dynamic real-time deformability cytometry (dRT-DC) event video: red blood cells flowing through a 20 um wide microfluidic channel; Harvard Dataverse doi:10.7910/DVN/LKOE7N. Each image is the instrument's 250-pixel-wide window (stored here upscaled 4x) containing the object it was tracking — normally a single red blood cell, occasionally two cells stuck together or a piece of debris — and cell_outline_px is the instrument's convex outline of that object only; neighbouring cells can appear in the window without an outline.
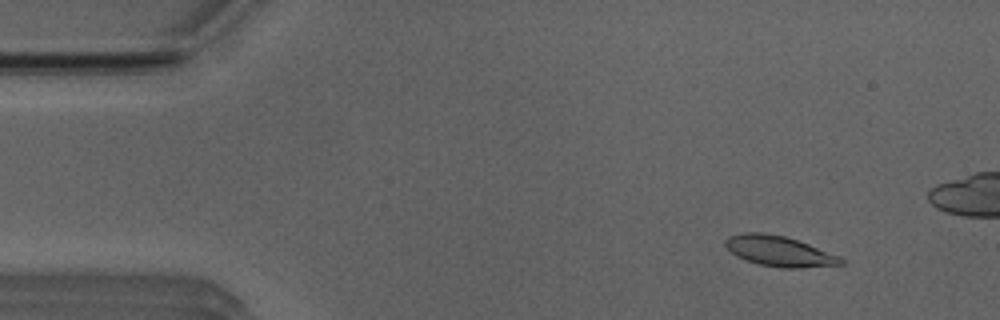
{"species": "Egyptian fruit bat (a non-hibernating species)", "species_latin": "Rousettus aegyptiacus", "temperature_condition": "room temperature", "stored_images_in_passage": 39, "camera_frame_rate_fps": 3000, "um_per_image_px": 0.085, "animal": {"sex": "male"}, "frame": {"image": 1, "passage_image": 4, "time_ms": 1.0, "image_size_px": [1000, 320], "cell_outline_px": [[844, 264], [800, 268], [780, 268], [760, 264], [736, 256], [724, 244], [724, 240], [728, 236], [744, 232], [764, 232], [784, 236], [808, 244], [840, 256], [844, 260]], "centroid_in_image_um": [66.23, 21.34], "position_along_channel_um": 18.8, "area_um2": 20.35}}
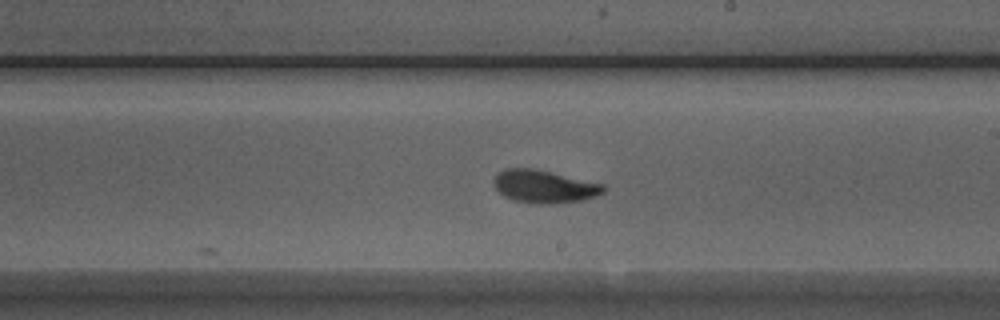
{"frame": {"image": 2, "passage_image": 28, "time_ms": 9.0, "image_size_px": [1000, 320], "cell_outline_px": [[604, 192], [596, 196], [580, 200], [552, 204], [532, 204], [512, 200], [504, 196], [492, 184], [492, 180], [496, 172], [504, 168], [532, 168], [552, 172], [604, 184]], "centroid_in_image_um": [46.19, 15.85], "position_along_channel_um": 242.8, "area_um2": 21.21}}
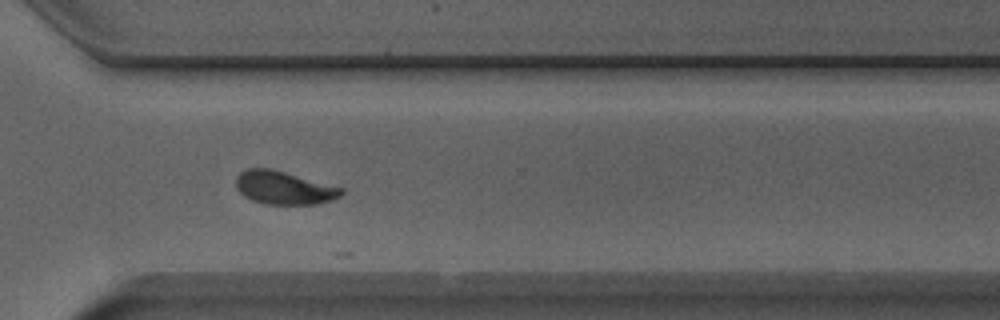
{"frame": {"image": 3, "passage_image": 36, "time_ms": 11.667, "image_size_px": [1000, 320], "cell_outline_px": [[344, 192], [340, 196], [332, 200], [316, 204], [264, 204], [252, 200], [244, 196], [236, 188], [236, 176], [240, 172], [248, 168], [272, 168], [344, 188]], "centroid_in_image_um": [24.13, 15.95], "position_along_channel_um": 346.5, "area_um2": 20.52}, "authors_computed_cell_mechanics": {"area_um2": 20.6924, "velocity_mm_per_s": 3.881, "shape_relaxation_time_tau1_ms": 5.5341, "shape_relaxation_time_tau2_ms": null, "deformation_change_tau1": 0.2102, "deformation_change_tau2": null}}